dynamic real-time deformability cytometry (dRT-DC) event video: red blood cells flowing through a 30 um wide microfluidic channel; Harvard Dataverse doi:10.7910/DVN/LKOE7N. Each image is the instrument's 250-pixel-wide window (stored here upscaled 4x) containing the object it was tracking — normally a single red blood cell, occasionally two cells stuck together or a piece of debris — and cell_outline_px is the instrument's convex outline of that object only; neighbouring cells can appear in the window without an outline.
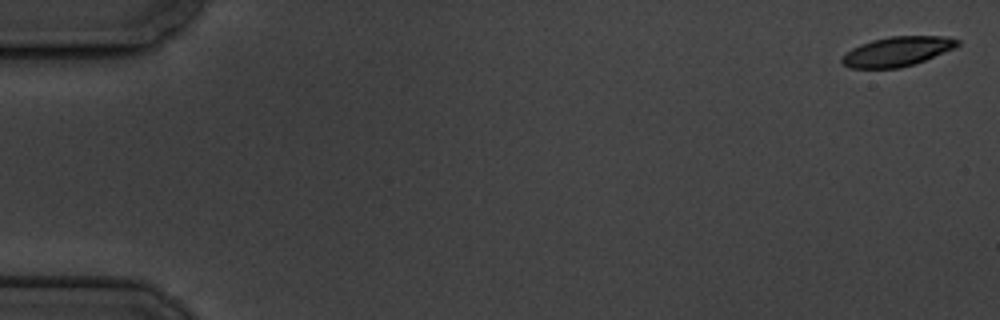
{"species": "common noctule bat (a hibernating species)", "species_latin": "Nyctalus noctula", "temperature_condition": "cold", "stored_images_in_passage": 5, "camera_frame_rate_fps": 3000, "um_per_image_px": 0.085, "animal": {"sex": "male", "body_mass_g": 19.5, "forearm_length_mm": 54.6}, "frame": {"image": 1, "passage_image": 1, "time_ms": 0.0, "image_size_px": [1000, 320], "cell_outline_px": [[960, 44], [956, 48], [924, 60], [900, 68], [848, 68], [840, 64], [840, 60], [852, 48], [860, 44], [872, 40], [892, 36], [948, 36], [960, 40]], "centroid_in_image_um": [76.27, 4.37], "position_along_channel_um": 8.7, "area_um2": 19.94}}
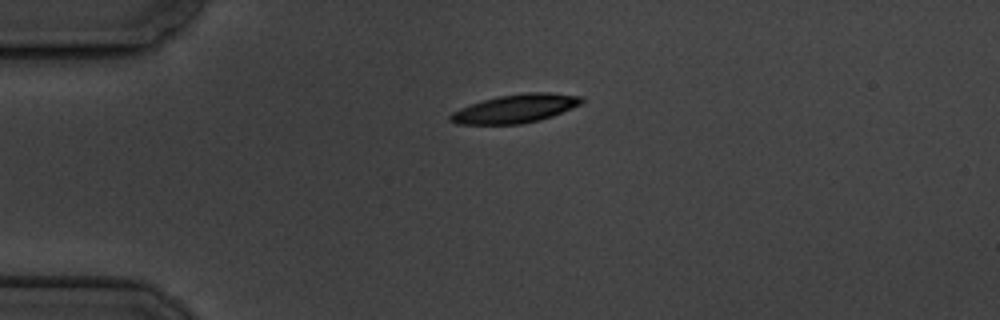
{"frame": {"image": 2, "passage_image": 4, "time_ms": 4.333, "image_size_px": [1000, 320], "cell_outline_px": [[584, 100], [580, 104], [552, 116], [540, 120], [524, 124], [456, 124], [448, 120], [448, 116], [452, 112], [460, 108], [484, 100], [500, 96], [524, 92], [548, 92], [580, 96]], "centroid_in_image_um": [43.78, 9.24], "position_along_channel_um": 41.2, "area_um2": 21.68}}